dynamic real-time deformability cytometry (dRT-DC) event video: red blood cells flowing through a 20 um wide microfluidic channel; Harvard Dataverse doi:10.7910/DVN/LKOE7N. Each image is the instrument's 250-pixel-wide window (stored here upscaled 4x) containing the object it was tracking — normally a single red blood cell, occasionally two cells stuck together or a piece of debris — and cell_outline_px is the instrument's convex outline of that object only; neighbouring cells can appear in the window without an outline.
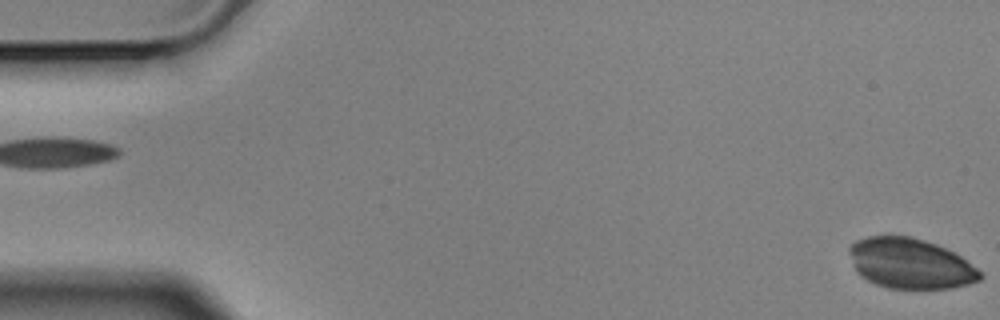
{"species": "Egyptian fruit bat (a non-hibernating species)", "species_latin": "Rousettus aegyptiacus", "temperature_condition": "cold", "stored_images_in_passage": 5, "segment_of_instrument_passage": [2, 2], "camera_frame_rate_fps": 3000, "um_per_image_px": 0.085, "animal": {"sex": "male"}, "frame": {"image": 1, "passage_image": 5, "time_ms": 1.333, "image_size_px": [1000, 320], "cell_outline_px": [[984, 276], [980, 280], [968, 284], [952, 288], [888, 288], [876, 284], [860, 276], [856, 272], [848, 252], [848, 248], [856, 240], [868, 236], [908, 236], [924, 240], [936, 244], [960, 256], [984, 272]], "centroid_in_image_um": [77.38, 22.4], "position_along_channel_um": 7.6, "area_um2": 38.38}}